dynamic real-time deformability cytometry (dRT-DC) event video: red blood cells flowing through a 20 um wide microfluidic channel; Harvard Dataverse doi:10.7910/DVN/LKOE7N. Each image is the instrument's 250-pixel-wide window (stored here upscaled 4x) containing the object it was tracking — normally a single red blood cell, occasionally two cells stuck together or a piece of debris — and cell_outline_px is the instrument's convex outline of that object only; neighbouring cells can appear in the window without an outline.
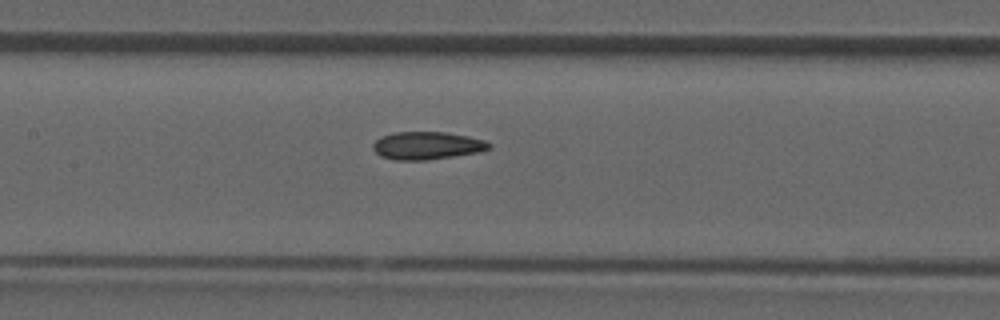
{"species": "common noctule bat (a hibernating species)", "species_latin": "Nyctalus noctula", "temperature_condition": "room temperature", "stored_images_in_passage": 39, "camera_frame_rate_fps": 3000, "um_per_image_px": 0.085, "animal": {"sex": "male", "forearm_length_mm": 52.5}, "frame": {"image": 1, "passage_image": 17, "time_ms": 5.333, "image_size_px": [1000, 320], "cell_outline_px": [[492, 148], [480, 152], [428, 160], [396, 160], [380, 156], [372, 148], [372, 144], [380, 136], [392, 132], [444, 132], [468, 136], [484, 140], [492, 144]], "centroid_in_image_um": [36.29, 12.37], "position_along_channel_um": 171.1, "area_um2": 18.96}}